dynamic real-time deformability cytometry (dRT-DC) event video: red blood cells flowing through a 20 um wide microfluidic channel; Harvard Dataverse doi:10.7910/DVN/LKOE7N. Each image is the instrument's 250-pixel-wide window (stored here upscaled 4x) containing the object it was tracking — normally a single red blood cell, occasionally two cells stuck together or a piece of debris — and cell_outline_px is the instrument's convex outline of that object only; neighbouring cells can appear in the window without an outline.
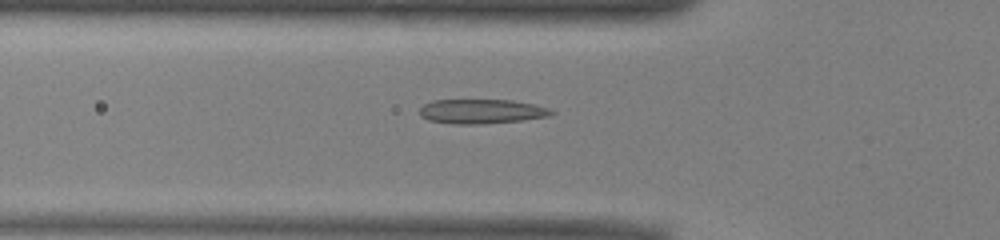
{"species": "common noctule bat (a hibernating species)", "species_latin": "Nyctalus noctula", "temperature_condition": "warm", "stored_images_in_passage": 51, "camera_frame_rate_fps": 3000, "um_per_image_px": 0.085, "animal": {"sex": "male", "body_mass_g": 13.0, "forearm_length_mm": 53.1}, "frame": {"image": 1, "passage_image": 17, "time_ms": 5.333, "image_size_px": [1000, 240], "cell_outline_px": [[556, 112], [548, 116], [520, 120], [480, 124], [452, 124], [428, 120], [420, 116], [420, 108], [424, 104], [432, 100], [512, 100], [536, 104], [548, 108]], "centroid_in_image_um": [40.91, 9.46], "position_along_channel_um": 84.9, "area_um2": 18.79}}
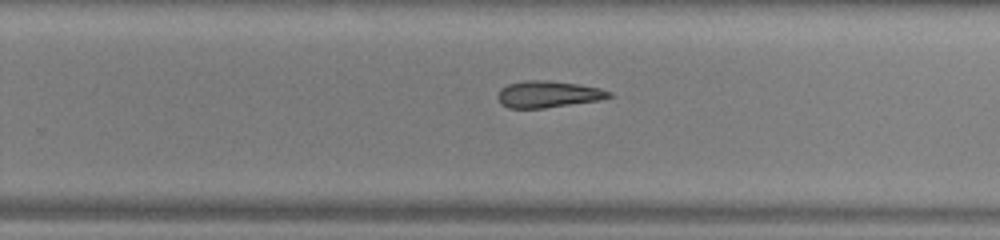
{"frame": {"image": 2, "passage_image": 32, "time_ms": 10.333, "image_size_px": [1000, 240], "cell_outline_px": [[612, 96], [600, 100], [544, 108], [508, 108], [500, 104], [496, 96], [500, 88], [508, 84], [528, 80], [548, 80], [576, 84], [600, 88], [612, 92]], "centroid_in_image_um": [46.55, 8.01], "position_along_channel_um": 283.2, "area_um2": 17.34}}
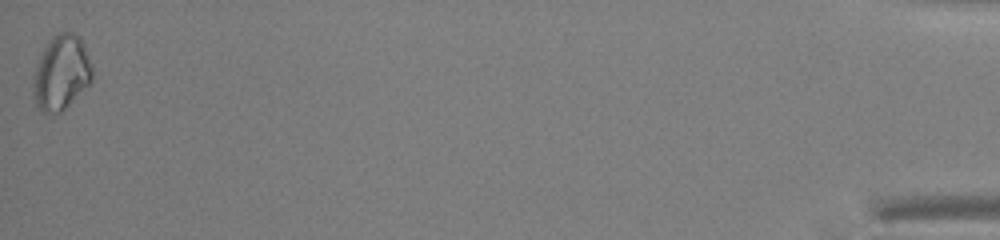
{"frame": {"image": 3, "passage_image": 51, "time_ms": 16.667, "image_size_px": [1000, 240], "cell_outline_px": [[92, 80], [60, 112], [40, 112], [36, 104], [32, 92], [32, 76], [40, 56], [48, 40], [56, 32], [72, 32], [84, 44], [92, 68]], "centroid_in_image_um": [5.16, 6.16], "position_along_channel_um": 430.0, "area_um2": 25.43}}